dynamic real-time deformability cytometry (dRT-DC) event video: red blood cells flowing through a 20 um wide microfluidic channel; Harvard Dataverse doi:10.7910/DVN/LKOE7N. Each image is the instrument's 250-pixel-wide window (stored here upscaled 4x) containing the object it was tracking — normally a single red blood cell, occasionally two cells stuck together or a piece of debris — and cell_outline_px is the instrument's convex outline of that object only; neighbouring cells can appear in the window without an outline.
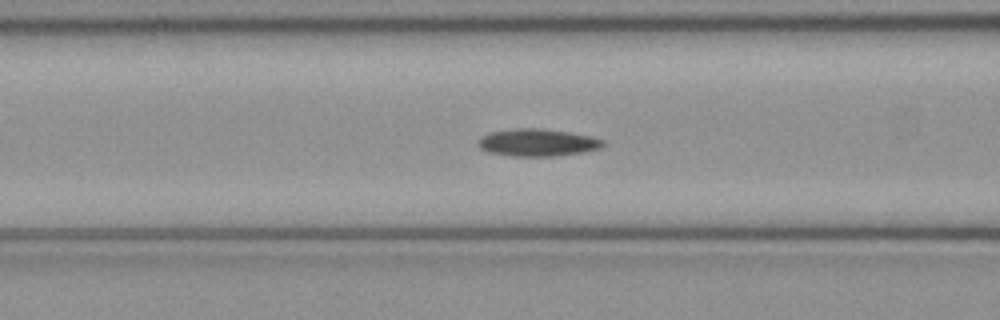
{"species": "common noctule bat (a hibernating species)", "species_latin": "Nyctalus noctula", "temperature_condition": "cold", "stored_images_in_passage": 50, "camera_frame_rate_fps": 3000, "um_per_image_px": 0.085, "animal": {"sex": "female", "body_mass_g": 21.9}, "frame": {"image": 1, "passage_image": 19, "time_ms": 6.0, "image_size_px": [1000, 320], "cell_outline_px": [[608, 144], [600, 148], [584, 152], [552, 156], [512, 156], [488, 152], [480, 148], [476, 144], [476, 140], [480, 136], [492, 132], [512, 128], [540, 128], [568, 132], [592, 136], [604, 140]], "centroid_in_image_um": [45.68, 12.11], "position_along_channel_um": 120.9, "area_um2": 20.17}}
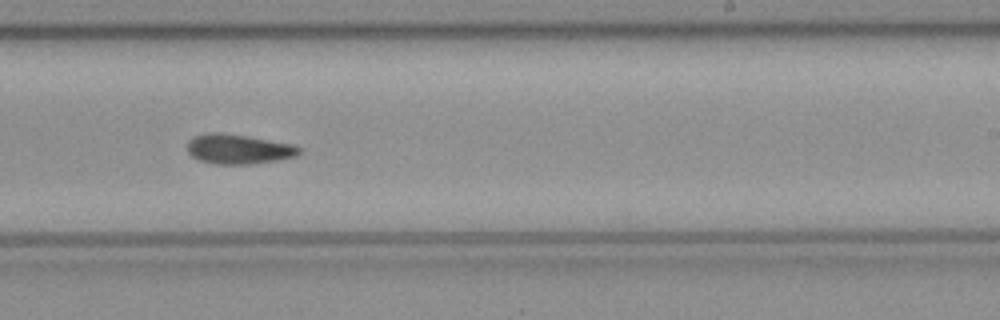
{"frame": {"image": 2, "passage_image": 30, "time_ms": 9.667, "image_size_px": [1000, 320], "cell_outline_px": [[300, 152], [296, 156], [276, 160], [248, 164], [216, 164], [200, 160], [192, 156], [188, 152], [188, 140], [196, 136], [208, 132], [220, 132], [248, 136], [292, 144], [300, 148]], "centroid_in_image_um": [20.25, 12.66], "position_along_channel_um": 268.7, "area_um2": 19.19}}
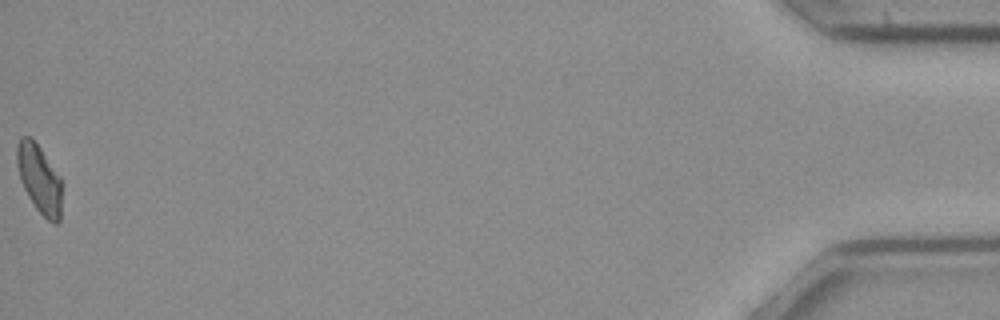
{"frame": {"image": 3, "passage_image": 50, "time_ms": 16.333, "image_size_px": [1000, 320], "cell_outline_px": [[60, 220], [56, 224], [48, 220], [36, 208], [28, 196], [20, 180], [16, 164], [16, 144], [20, 136], [32, 136], [60, 176]], "centroid_in_image_um": [3.3, 15.14], "position_along_channel_um": 431.9, "area_um2": 17.92}}